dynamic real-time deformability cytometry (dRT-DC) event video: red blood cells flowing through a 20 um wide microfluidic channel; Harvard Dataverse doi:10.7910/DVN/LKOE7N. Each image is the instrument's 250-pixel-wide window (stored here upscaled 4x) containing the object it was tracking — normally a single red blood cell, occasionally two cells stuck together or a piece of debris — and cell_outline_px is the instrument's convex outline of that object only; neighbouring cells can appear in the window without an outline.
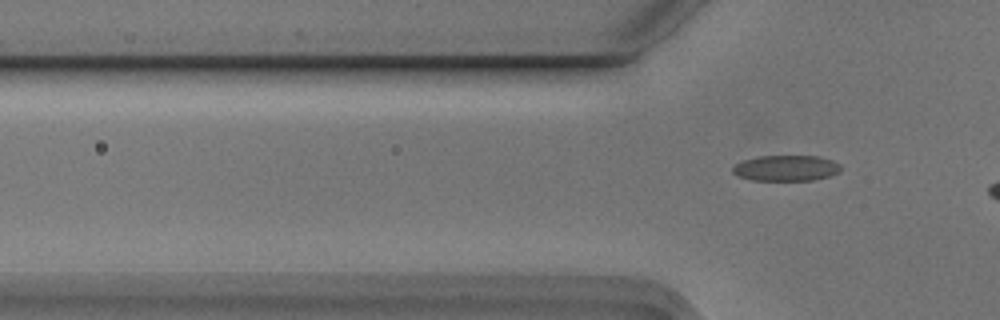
{"species": "Egyptian fruit bat (a non-hibernating species)", "species_latin": "Rousettus aegyptiacus", "temperature_condition": "cold", "stored_images_in_passage": 4, "camera_frame_rate_fps": 3000, "um_per_image_px": 0.085, "animal": {"sex": "male"}, "frame": {"image": 1, "passage_image": 4, "time_ms": 1.0, "image_size_px": [1000, 320], "cell_outline_px": [[840, 172], [828, 176], [812, 180], [752, 180], [740, 176], [732, 172], [732, 168], [736, 164], [744, 160], [760, 156], [816, 156], [832, 160], [840, 164]], "centroid_in_image_um": [66.83, 14.29], "position_along_channel_um": 59.0, "area_um2": 16.01}}